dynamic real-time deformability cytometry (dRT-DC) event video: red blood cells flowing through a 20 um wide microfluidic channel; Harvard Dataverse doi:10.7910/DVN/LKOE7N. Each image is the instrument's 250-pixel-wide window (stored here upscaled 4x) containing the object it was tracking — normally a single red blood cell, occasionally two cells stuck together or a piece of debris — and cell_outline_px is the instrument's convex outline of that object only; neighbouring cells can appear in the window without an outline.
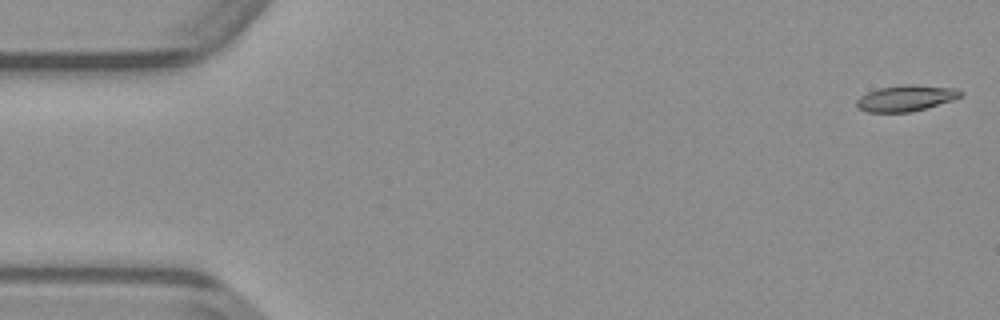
{"species": "common noctule bat (a hibernating species)", "species_latin": "Nyctalus noctula", "temperature_condition": "warm", "stored_images_in_passage": 49, "camera_frame_rate_fps": 3000, "um_per_image_px": 0.085, "animal": {"sex": "male", "body_mass_g": 23.1, "forearm_length_mm": 52.7}, "frame": {"image": 1, "passage_image": 1, "time_ms": 0.0, "image_size_px": [1000, 320], "cell_outline_px": [[964, 92], [960, 96], [952, 100], [912, 112], [868, 112], [860, 108], [856, 104], [856, 100], [860, 96], [868, 92], [880, 88], [904, 84], [916, 84], [960, 88]], "centroid_in_image_um": [77.05, 8.33], "position_along_channel_um": 8.0, "area_um2": 15.84}}
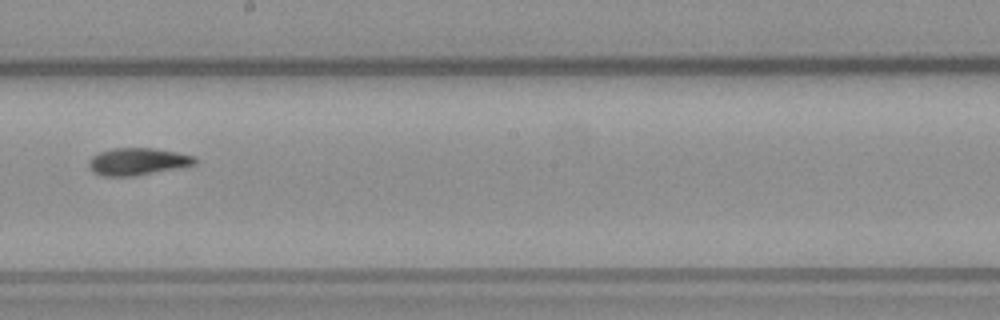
{"frame": {"image": 2, "passage_image": 27, "time_ms": 8.667, "image_size_px": [1000, 320], "cell_outline_px": [[196, 164], [184, 168], [136, 176], [100, 176], [92, 172], [88, 168], [88, 160], [92, 156], [100, 152], [112, 148], [152, 148], [176, 152], [196, 156]], "centroid_in_image_um": [11.71, 13.75], "position_along_channel_um": 236.5, "area_um2": 17.28}}
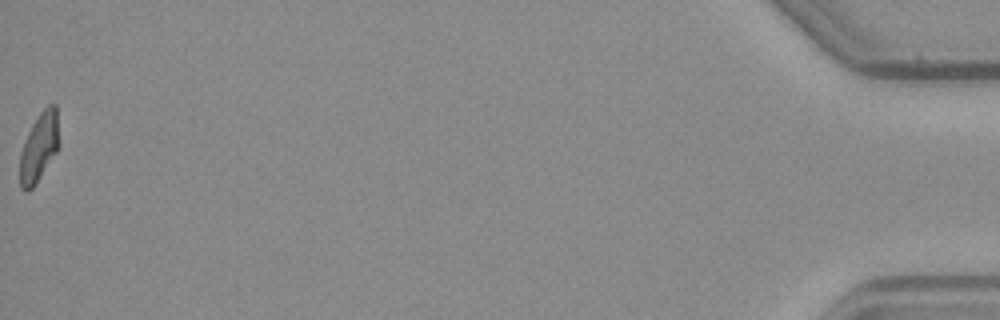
{"frame": {"image": 3, "passage_image": 49, "time_ms": 16.0, "image_size_px": [1000, 320], "cell_outline_px": [[60, 144], [56, 152], [32, 188], [28, 192], [24, 192], [20, 188], [20, 152], [24, 140], [32, 124], [40, 112], [48, 104], [56, 104]], "centroid_in_image_um": [3.32, 12.49], "position_along_channel_um": 431.9, "area_um2": 15.78}}